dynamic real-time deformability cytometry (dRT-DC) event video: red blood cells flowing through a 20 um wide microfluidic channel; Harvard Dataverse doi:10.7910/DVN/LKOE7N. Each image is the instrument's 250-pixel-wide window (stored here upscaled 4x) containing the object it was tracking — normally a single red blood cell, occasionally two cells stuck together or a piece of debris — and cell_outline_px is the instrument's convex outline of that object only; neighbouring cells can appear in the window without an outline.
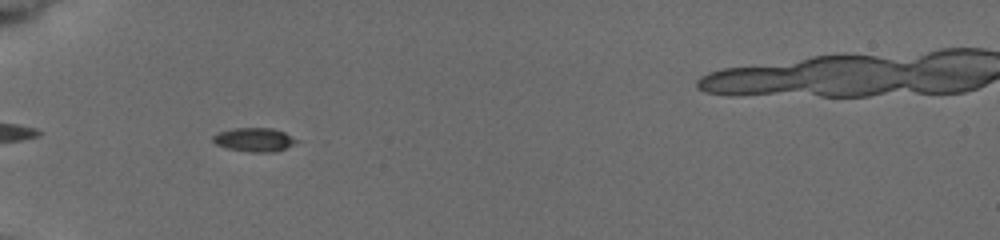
{"species": "common noctule bat (a hibernating species)", "species_latin": "Nyctalus noctula", "temperature_condition": "cold", "stored_images_in_passage": 9, "camera_frame_rate_fps": 3000, "um_per_image_px": 0.085, "animal": {"sex": "female", "body_mass_g": 19.5, "forearm_length_mm": 54.1}, "frame": {"image": 1, "passage_image": 8, "time_ms": 7.0, "image_size_px": [1000, 240], "cell_outline_px": [[300, 140], [296, 144], [276, 152], [252, 152], [224, 148], [216, 144], [212, 140], [212, 136], [216, 132], [236, 128], [272, 128], [284, 132]], "centroid_in_image_um": [21.62, 11.88], "position_along_channel_um": 63.4, "area_um2": 11.79}}